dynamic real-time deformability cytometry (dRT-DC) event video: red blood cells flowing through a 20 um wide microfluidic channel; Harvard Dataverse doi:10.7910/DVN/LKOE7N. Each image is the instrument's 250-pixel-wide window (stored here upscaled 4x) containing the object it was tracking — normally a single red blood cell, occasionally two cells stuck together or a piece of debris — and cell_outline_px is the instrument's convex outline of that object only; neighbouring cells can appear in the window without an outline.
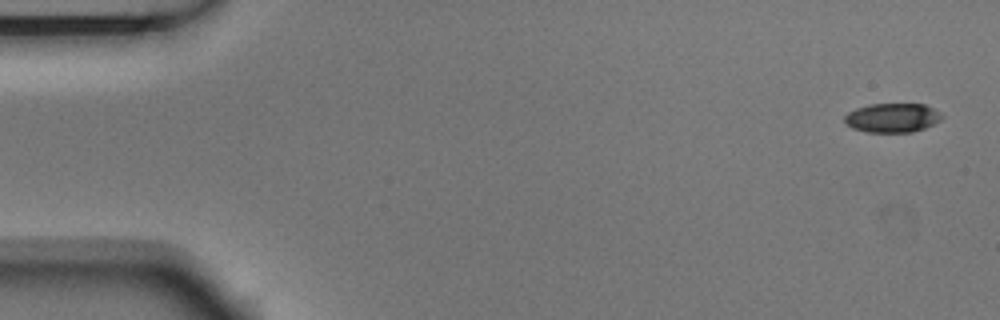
{"species": "Egyptian fruit bat (a non-hibernating species)", "species_latin": "Rousettus aegyptiacus", "temperature_condition": "room temperature", "stored_images_in_passage": 5, "camera_frame_rate_fps": 3000, "um_per_image_px": 0.085, "animal": {"sex": "male"}, "frame": {"image": 1, "passage_image": 1, "time_ms": 0.0, "image_size_px": [1000, 320], "cell_outline_px": [[944, 116], [940, 120], [924, 128], [912, 132], [868, 132], [852, 128], [844, 120], [844, 116], [848, 112], [856, 108], [868, 104], [924, 104], [940, 112]], "centroid_in_image_um": [75.84, 10.0], "position_along_channel_um": 9.2, "area_um2": 16.47}}
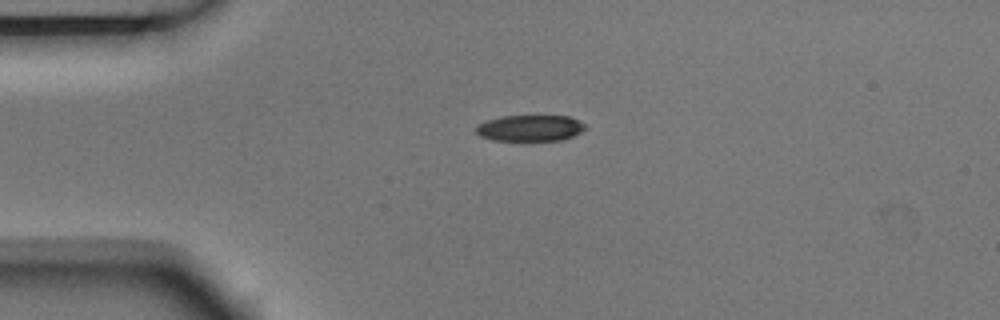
{"frame": {"image": 2, "passage_image": 4, "time_ms": 1.0, "image_size_px": [1000, 320], "cell_outline_px": [[584, 128], [580, 132], [564, 140], [492, 140], [480, 136], [476, 132], [476, 124], [488, 120], [504, 116], [568, 116], [580, 120], [584, 124]], "centroid_in_image_um": [45.04, 10.88], "position_along_channel_um": 40.0, "area_um2": 16.53}}